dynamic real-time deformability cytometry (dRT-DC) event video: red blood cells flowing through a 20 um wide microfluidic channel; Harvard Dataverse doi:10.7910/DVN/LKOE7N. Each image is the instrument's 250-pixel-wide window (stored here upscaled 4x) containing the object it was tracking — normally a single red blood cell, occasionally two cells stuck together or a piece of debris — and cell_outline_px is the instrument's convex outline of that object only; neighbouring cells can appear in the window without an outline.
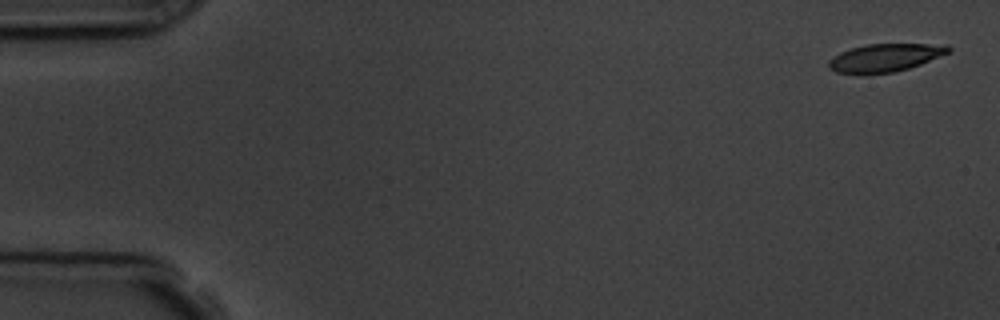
{"species": "common noctule bat (a hibernating species)", "species_latin": "Nyctalus noctula", "temperature_condition": "room temperature", "stored_images_in_passage": 5, "camera_frame_rate_fps": 3000, "um_per_image_px": 0.085, "animal": {"sex": "male", "body_mass_g": 19.5, "forearm_length_mm": 54.6}, "frame": {"image": 1, "passage_image": 1, "time_ms": 0.0, "image_size_px": [1000, 320], "cell_outline_px": [[952, 52], [920, 64], [908, 68], [892, 72], [836, 72], [828, 68], [828, 60], [840, 52], [852, 48], [868, 44], [948, 44], [952, 48]], "centroid_in_image_um": [75.3, 4.87], "position_along_channel_um": 9.7, "area_um2": 19.13}}
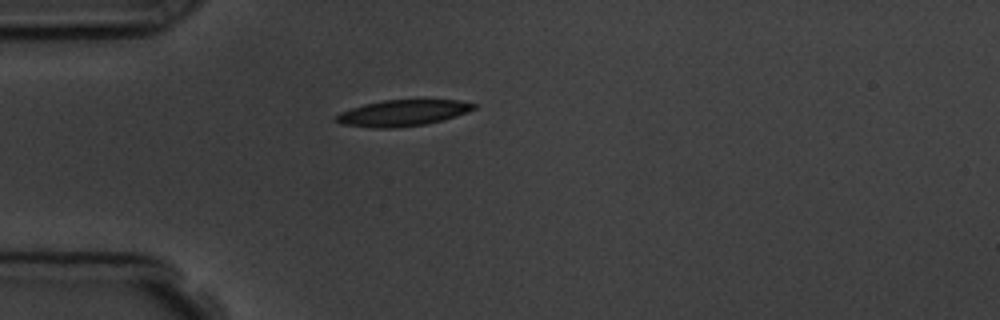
{"frame": {"image": 2, "passage_image": 4, "time_ms": 4.333, "image_size_px": [1000, 320], "cell_outline_px": [[476, 108], [468, 112], [444, 120], [424, 124], [396, 128], [372, 128], [340, 124], [332, 120], [340, 112], [364, 104], [384, 100], [460, 100], [476, 104]], "centroid_in_image_um": [34.21, 9.61], "position_along_channel_um": 50.8, "area_um2": 21.1}}